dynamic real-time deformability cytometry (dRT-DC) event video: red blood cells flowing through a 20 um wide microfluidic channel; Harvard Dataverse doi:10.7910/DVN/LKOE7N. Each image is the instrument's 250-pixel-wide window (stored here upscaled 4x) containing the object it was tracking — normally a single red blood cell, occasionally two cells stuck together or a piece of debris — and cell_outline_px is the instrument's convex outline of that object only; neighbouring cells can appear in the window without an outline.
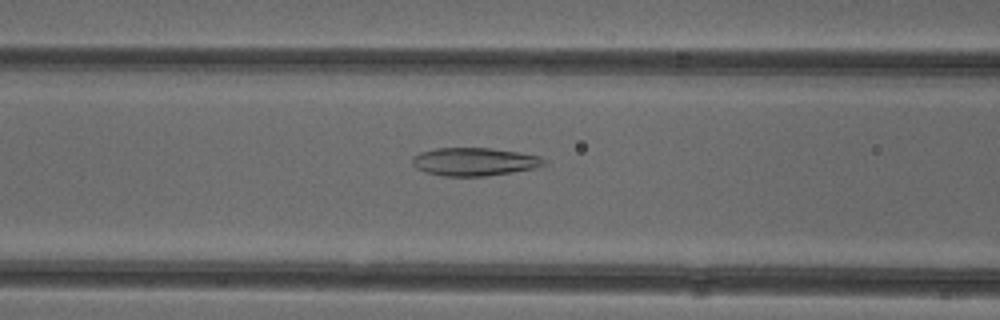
{"species": "common noctule bat (a hibernating species)", "species_latin": "Nyctalus noctula", "temperature_condition": "cold", "stored_images_in_passage": 28, "camera_frame_rate_fps": 3000, "um_per_image_px": 0.085, "animal": {"sex": "female"}, "frame": {"image": 1, "passage_image": 19, "time_ms": 6.0, "image_size_px": [1000, 320], "cell_outline_px": [[548, 164], [532, 168], [484, 176], [444, 176], [424, 172], [416, 168], [412, 164], [412, 156], [420, 152], [436, 148], [492, 148], [520, 152], [540, 156], [548, 160]], "centroid_in_image_um": [40.31, 13.73], "position_along_channel_um": 126.3, "area_um2": 21.62}}
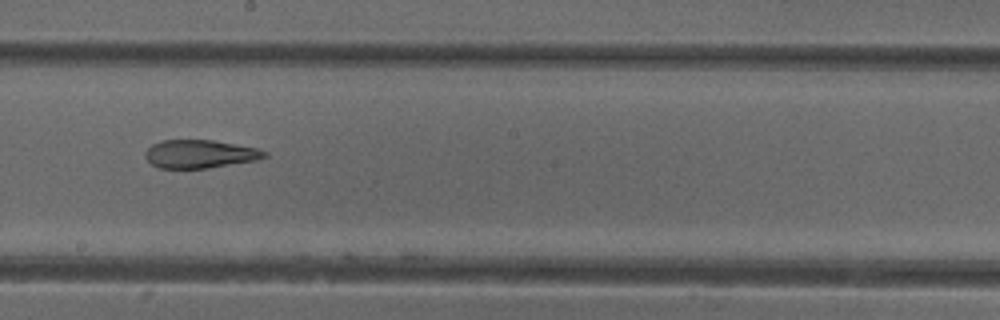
{"frame": {"image": 2, "passage_image": 27, "time_ms": 8.667, "image_size_px": [1000, 320], "cell_outline_px": [[268, 156], [256, 160], [208, 168], [160, 168], [152, 164], [144, 156], [144, 152], [152, 144], [160, 140], [212, 140], [256, 148], [268, 152]], "centroid_in_image_um": [16.97, 13.08], "position_along_channel_um": 231.2, "area_um2": 19.54}}